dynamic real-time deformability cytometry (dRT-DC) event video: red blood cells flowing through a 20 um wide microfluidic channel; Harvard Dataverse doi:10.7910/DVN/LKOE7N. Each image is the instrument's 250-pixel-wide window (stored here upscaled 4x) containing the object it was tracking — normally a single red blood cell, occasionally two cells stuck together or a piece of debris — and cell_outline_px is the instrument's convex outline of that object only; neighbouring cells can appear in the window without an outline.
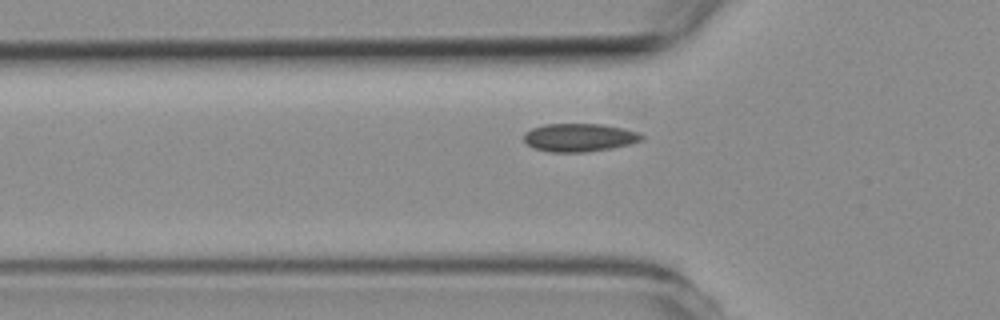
{"species": "common noctule bat (a hibernating species)", "species_latin": "Nyctalus noctula", "temperature_condition": "room temperature", "stored_images_in_passage": 5, "camera_frame_rate_fps": 3000, "um_per_image_px": 0.085, "animal": {"sex": "female", "body_mass_g": 19.3, "forearm_length_mm": 54.1}, "frame": {"image": 1, "passage_image": 5, "time_ms": 4.667, "image_size_px": [1000, 320], "cell_outline_px": [[644, 140], [632, 144], [612, 148], [584, 152], [548, 152], [536, 148], [528, 144], [524, 140], [524, 132], [532, 128], [544, 124], [604, 124], [624, 128], [640, 132], [644, 136]], "centroid_in_image_um": [49.3, 11.68], "position_along_channel_um": 76.5, "area_um2": 19.54}}